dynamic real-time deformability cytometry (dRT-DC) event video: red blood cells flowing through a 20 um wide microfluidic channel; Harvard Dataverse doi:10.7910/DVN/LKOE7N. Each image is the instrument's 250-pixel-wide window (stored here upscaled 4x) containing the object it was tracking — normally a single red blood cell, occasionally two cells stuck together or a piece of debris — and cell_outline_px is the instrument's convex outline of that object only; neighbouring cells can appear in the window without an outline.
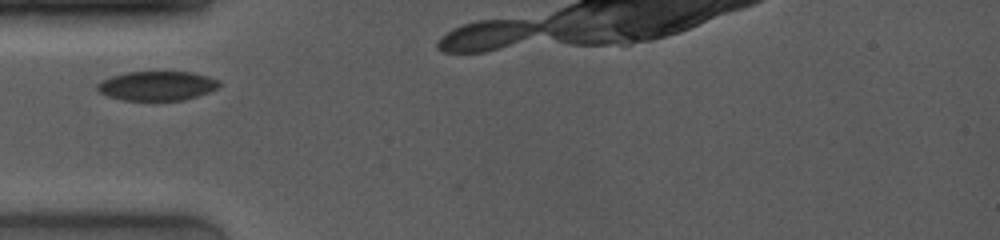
{"species": "common noctule bat (a hibernating species)", "species_latin": "Nyctalus noctula", "temperature_condition": "room temperature", "stored_images_in_passage": 7, "camera_frame_rate_fps": 4000, "um_per_image_px": 0.085, "animal": {"sex": "female", "body_mass_g": 19.0, "forearm_length_mm": 53.3}, "frame": {"image": 1, "passage_image": 1, "time_ms": 0.0, "image_size_px": [1000, 240], "cell_outline_px": [[220, 84], [216, 88], [208, 92], [184, 100], [120, 100], [108, 96], [100, 92], [96, 88], [96, 84], [112, 76], [128, 72], [192, 72], [208, 76], [220, 80]], "centroid_in_image_um": [13.35, 7.29], "position_along_channel_um": 71.7, "area_um2": 20.69}}